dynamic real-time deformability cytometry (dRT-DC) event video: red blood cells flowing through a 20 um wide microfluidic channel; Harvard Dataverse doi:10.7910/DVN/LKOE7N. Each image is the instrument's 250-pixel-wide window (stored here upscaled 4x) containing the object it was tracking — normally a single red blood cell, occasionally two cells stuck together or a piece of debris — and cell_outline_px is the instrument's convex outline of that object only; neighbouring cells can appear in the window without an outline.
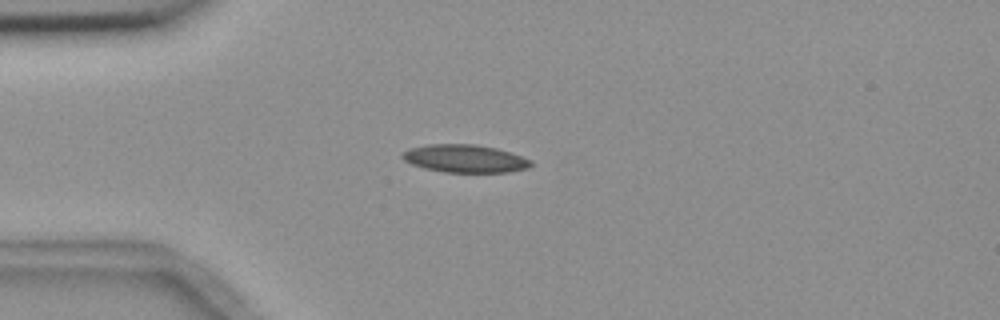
{"species": "common noctule bat (a hibernating species)", "species_latin": "Nyctalus noctula", "temperature_condition": "room temperature", "stored_images_in_passage": 5, "camera_frame_rate_fps": 3000, "um_per_image_px": 0.085, "animal": {"sex": "female", "body_mass_g": 18.4}, "frame": {"image": 1, "passage_image": 2, "time_ms": 1.333, "image_size_px": [1000, 320], "cell_outline_px": [[532, 164], [528, 168], [508, 172], [444, 172], [424, 168], [412, 164], [404, 160], [400, 156], [404, 152], [412, 148], [428, 144], [476, 144], [496, 148], [512, 152], [532, 160]], "centroid_in_image_um": [39.55, 13.48], "position_along_channel_um": 45.4, "area_um2": 20.87}}
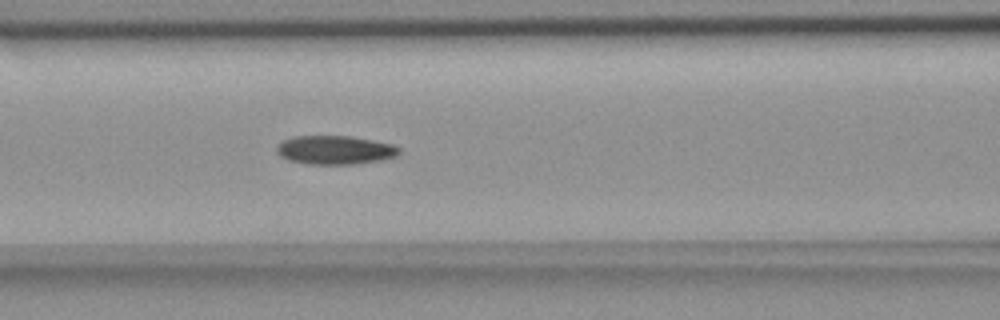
{"frame": {"image": 2, "passage_image": 5, "time_ms": 4.333, "image_size_px": [1000, 320], "cell_outline_px": [[400, 152], [396, 156], [380, 160], [352, 164], [308, 164], [288, 160], [280, 156], [276, 152], [276, 148], [284, 140], [292, 136], [348, 136], [372, 140], [392, 144], [400, 148]], "centroid_in_image_um": [28.46, 12.75], "position_along_channel_um": 138.1, "area_um2": 20.4}}